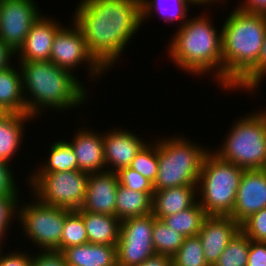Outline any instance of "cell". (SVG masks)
I'll return each instance as SVG.
<instances>
[{"label":"cell","mask_w":266,"mask_h":266,"mask_svg":"<svg viewBox=\"0 0 266 266\" xmlns=\"http://www.w3.org/2000/svg\"><path fill=\"white\" fill-rule=\"evenodd\" d=\"M50 151V152H49ZM48 157L39 162L30 174H46L68 170H78L77 160L71 145L65 139H59L52 143L48 150Z\"/></svg>","instance_id":"484cf974"},{"label":"cell","mask_w":266,"mask_h":266,"mask_svg":"<svg viewBox=\"0 0 266 266\" xmlns=\"http://www.w3.org/2000/svg\"><path fill=\"white\" fill-rule=\"evenodd\" d=\"M118 185L117 173L111 171L90 173L81 209L87 212L115 216Z\"/></svg>","instance_id":"ac0fdd59"},{"label":"cell","mask_w":266,"mask_h":266,"mask_svg":"<svg viewBox=\"0 0 266 266\" xmlns=\"http://www.w3.org/2000/svg\"><path fill=\"white\" fill-rule=\"evenodd\" d=\"M266 34L260 51L258 62L233 86V92H247L250 96L256 95L260 84L266 78ZM258 90V91H257ZM255 92V93H254Z\"/></svg>","instance_id":"1f68e13d"},{"label":"cell","mask_w":266,"mask_h":266,"mask_svg":"<svg viewBox=\"0 0 266 266\" xmlns=\"http://www.w3.org/2000/svg\"><path fill=\"white\" fill-rule=\"evenodd\" d=\"M4 113L0 110V117L3 115Z\"/></svg>","instance_id":"bcb514c9"},{"label":"cell","mask_w":266,"mask_h":266,"mask_svg":"<svg viewBox=\"0 0 266 266\" xmlns=\"http://www.w3.org/2000/svg\"><path fill=\"white\" fill-rule=\"evenodd\" d=\"M172 266H209L197 236L186 237L177 253L171 258Z\"/></svg>","instance_id":"4dcf8cb0"},{"label":"cell","mask_w":266,"mask_h":266,"mask_svg":"<svg viewBox=\"0 0 266 266\" xmlns=\"http://www.w3.org/2000/svg\"><path fill=\"white\" fill-rule=\"evenodd\" d=\"M79 127L71 140H66L74 151L78 170L88 174L106 171L103 132H96L92 126Z\"/></svg>","instance_id":"e0dca14e"},{"label":"cell","mask_w":266,"mask_h":266,"mask_svg":"<svg viewBox=\"0 0 266 266\" xmlns=\"http://www.w3.org/2000/svg\"><path fill=\"white\" fill-rule=\"evenodd\" d=\"M266 208V169H244L230 215L241 225L252 214Z\"/></svg>","instance_id":"4fadbf2b"},{"label":"cell","mask_w":266,"mask_h":266,"mask_svg":"<svg viewBox=\"0 0 266 266\" xmlns=\"http://www.w3.org/2000/svg\"><path fill=\"white\" fill-rule=\"evenodd\" d=\"M72 23V24H71ZM70 25H63L55 34L50 60L56 66L73 73L82 65L88 71L90 81L101 79L108 71L90 53L80 27L72 20ZM72 26V27H71Z\"/></svg>","instance_id":"30bf717a"},{"label":"cell","mask_w":266,"mask_h":266,"mask_svg":"<svg viewBox=\"0 0 266 266\" xmlns=\"http://www.w3.org/2000/svg\"><path fill=\"white\" fill-rule=\"evenodd\" d=\"M241 2L239 1L235 8L246 13L266 15V0H241Z\"/></svg>","instance_id":"60d3db41"},{"label":"cell","mask_w":266,"mask_h":266,"mask_svg":"<svg viewBox=\"0 0 266 266\" xmlns=\"http://www.w3.org/2000/svg\"><path fill=\"white\" fill-rule=\"evenodd\" d=\"M62 252L67 266H117L116 246L86 243Z\"/></svg>","instance_id":"7402d4cb"},{"label":"cell","mask_w":266,"mask_h":266,"mask_svg":"<svg viewBox=\"0 0 266 266\" xmlns=\"http://www.w3.org/2000/svg\"><path fill=\"white\" fill-rule=\"evenodd\" d=\"M86 227L88 243L116 246L120 234L121 221L113 215L76 211Z\"/></svg>","instance_id":"603a6c76"},{"label":"cell","mask_w":266,"mask_h":266,"mask_svg":"<svg viewBox=\"0 0 266 266\" xmlns=\"http://www.w3.org/2000/svg\"><path fill=\"white\" fill-rule=\"evenodd\" d=\"M240 230L251 240L266 242V208L246 219Z\"/></svg>","instance_id":"836d02e7"},{"label":"cell","mask_w":266,"mask_h":266,"mask_svg":"<svg viewBox=\"0 0 266 266\" xmlns=\"http://www.w3.org/2000/svg\"><path fill=\"white\" fill-rule=\"evenodd\" d=\"M191 6H195V7H197L198 6V8L200 7V6H202V7H205L206 6V8L208 9V7H212V5L214 4H216V5H221L220 7H222L223 6V8H224V6H226L227 4V1H230V0H186ZM207 5H208V7H207ZM211 5V6H210Z\"/></svg>","instance_id":"ee69618b"},{"label":"cell","mask_w":266,"mask_h":266,"mask_svg":"<svg viewBox=\"0 0 266 266\" xmlns=\"http://www.w3.org/2000/svg\"><path fill=\"white\" fill-rule=\"evenodd\" d=\"M30 120H35L29 114L4 113L0 117V160L12 163L13 158L21 152L24 141V131ZM26 125V126H25ZM23 140V141H22Z\"/></svg>","instance_id":"ffe728a7"},{"label":"cell","mask_w":266,"mask_h":266,"mask_svg":"<svg viewBox=\"0 0 266 266\" xmlns=\"http://www.w3.org/2000/svg\"><path fill=\"white\" fill-rule=\"evenodd\" d=\"M12 164L0 160V195L6 197H21L20 187L15 179ZM20 195V196H19Z\"/></svg>","instance_id":"d590c367"},{"label":"cell","mask_w":266,"mask_h":266,"mask_svg":"<svg viewBox=\"0 0 266 266\" xmlns=\"http://www.w3.org/2000/svg\"><path fill=\"white\" fill-rule=\"evenodd\" d=\"M234 121L220 147L211 151L242 169H266V108Z\"/></svg>","instance_id":"8992f818"},{"label":"cell","mask_w":266,"mask_h":266,"mask_svg":"<svg viewBox=\"0 0 266 266\" xmlns=\"http://www.w3.org/2000/svg\"><path fill=\"white\" fill-rule=\"evenodd\" d=\"M117 173L119 184L140 192H155L153 183L130 167L120 169Z\"/></svg>","instance_id":"e575fe53"},{"label":"cell","mask_w":266,"mask_h":266,"mask_svg":"<svg viewBox=\"0 0 266 266\" xmlns=\"http://www.w3.org/2000/svg\"><path fill=\"white\" fill-rule=\"evenodd\" d=\"M190 6L186 0H141L142 23L156 15L168 24L176 22L179 28L190 17Z\"/></svg>","instance_id":"cb8c5ba5"},{"label":"cell","mask_w":266,"mask_h":266,"mask_svg":"<svg viewBox=\"0 0 266 266\" xmlns=\"http://www.w3.org/2000/svg\"><path fill=\"white\" fill-rule=\"evenodd\" d=\"M39 9L34 0H0V40L17 53L43 14Z\"/></svg>","instance_id":"7c38bea8"},{"label":"cell","mask_w":266,"mask_h":266,"mask_svg":"<svg viewBox=\"0 0 266 266\" xmlns=\"http://www.w3.org/2000/svg\"><path fill=\"white\" fill-rule=\"evenodd\" d=\"M247 266H266V242L250 239Z\"/></svg>","instance_id":"ab89813d"},{"label":"cell","mask_w":266,"mask_h":266,"mask_svg":"<svg viewBox=\"0 0 266 266\" xmlns=\"http://www.w3.org/2000/svg\"><path fill=\"white\" fill-rule=\"evenodd\" d=\"M32 201L19 200L17 220L22 234L40 250L61 251V236L71 210L47 205L31 193ZM34 200V201H33ZM24 201V202H23ZM21 203V204H20Z\"/></svg>","instance_id":"ba28073f"},{"label":"cell","mask_w":266,"mask_h":266,"mask_svg":"<svg viewBox=\"0 0 266 266\" xmlns=\"http://www.w3.org/2000/svg\"><path fill=\"white\" fill-rule=\"evenodd\" d=\"M208 215L198 201L192 206L176 214L163 217L161 220L169 228L185 237L197 236Z\"/></svg>","instance_id":"4316f807"},{"label":"cell","mask_w":266,"mask_h":266,"mask_svg":"<svg viewBox=\"0 0 266 266\" xmlns=\"http://www.w3.org/2000/svg\"><path fill=\"white\" fill-rule=\"evenodd\" d=\"M88 243L87 231L83 218L72 211L65 219L61 236V251L67 247Z\"/></svg>","instance_id":"d6a6232c"},{"label":"cell","mask_w":266,"mask_h":266,"mask_svg":"<svg viewBox=\"0 0 266 266\" xmlns=\"http://www.w3.org/2000/svg\"><path fill=\"white\" fill-rule=\"evenodd\" d=\"M204 12L190 15L184 25L176 28L165 47L166 55L181 72L201 78L210 74V79L222 88V27L217 30L213 18Z\"/></svg>","instance_id":"3957f363"},{"label":"cell","mask_w":266,"mask_h":266,"mask_svg":"<svg viewBox=\"0 0 266 266\" xmlns=\"http://www.w3.org/2000/svg\"><path fill=\"white\" fill-rule=\"evenodd\" d=\"M12 226H0V250L4 252L3 248H5L3 242L4 239L8 238L7 234L10 233L8 229H11ZM9 231V232H8Z\"/></svg>","instance_id":"f6af8a7d"},{"label":"cell","mask_w":266,"mask_h":266,"mask_svg":"<svg viewBox=\"0 0 266 266\" xmlns=\"http://www.w3.org/2000/svg\"><path fill=\"white\" fill-rule=\"evenodd\" d=\"M154 192H140L118 185L115 216L123 221L131 217H140L152 213Z\"/></svg>","instance_id":"d4e9b609"},{"label":"cell","mask_w":266,"mask_h":266,"mask_svg":"<svg viewBox=\"0 0 266 266\" xmlns=\"http://www.w3.org/2000/svg\"><path fill=\"white\" fill-rule=\"evenodd\" d=\"M72 16L90 53L108 72L144 25L141 0H80Z\"/></svg>","instance_id":"6da1fadb"},{"label":"cell","mask_w":266,"mask_h":266,"mask_svg":"<svg viewBox=\"0 0 266 266\" xmlns=\"http://www.w3.org/2000/svg\"><path fill=\"white\" fill-rule=\"evenodd\" d=\"M28 193L44 204L71 211L79 210L84 202L89 174L79 170L27 174ZM31 190V191H30Z\"/></svg>","instance_id":"9c48e42d"},{"label":"cell","mask_w":266,"mask_h":266,"mask_svg":"<svg viewBox=\"0 0 266 266\" xmlns=\"http://www.w3.org/2000/svg\"><path fill=\"white\" fill-rule=\"evenodd\" d=\"M13 59H16V52L0 40V71L12 66Z\"/></svg>","instance_id":"b9f144b4"},{"label":"cell","mask_w":266,"mask_h":266,"mask_svg":"<svg viewBox=\"0 0 266 266\" xmlns=\"http://www.w3.org/2000/svg\"><path fill=\"white\" fill-rule=\"evenodd\" d=\"M0 110L3 113L27 114L21 69L14 64L0 71Z\"/></svg>","instance_id":"44dd1931"},{"label":"cell","mask_w":266,"mask_h":266,"mask_svg":"<svg viewBox=\"0 0 266 266\" xmlns=\"http://www.w3.org/2000/svg\"><path fill=\"white\" fill-rule=\"evenodd\" d=\"M138 266H172L171 257L163 254H154Z\"/></svg>","instance_id":"7bdbcfd3"},{"label":"cell","mask_w":266,"mask_h":266,"mask_svg":"<svg viewBox=\"0 0 266 266\" xmlns=\"http://www.w3.org/2000/svg\"><path fill=\"white\" fill-rule=\"evenodd\" d=\"M240 225L230 216L208 215L198 233L205 261L214 266Z\"/></svg>","instance_id":"9a60e30c"},{"label":"cell","mask_w":266,"mask_h":266,"mask_svg":"<svg viewBox=\"0 0 266 266\" xmlns=\"http://www.w3.org/2000/svg\"><path fill=\"white\" fill-rule=\"evenodd\" d=\"M31 252L30 266H67L65 256L58 250H40L37 253Z\"/></svg>","instance_id":"8d00e7d4"},{"label":"cell","mask_w":266,"mask_h":266,"mask_svg":"<svg viewBox=\"0 0 266 266\" xmlns=\"http://www.w3.org/2000/svg\"><path fill=\"white\" fill-rule=\"evenodd\" d=\"M147 143L140 149L132 160L130 168L140 173L152 183L156 180L158 173V139L153 143Z\"/></svg>","instance_id":"f546056e"},{"label":"cell","mask_w":266,"mask_h":266,"mask_svg":"<svg viewBox=\"0 0 266 266\" xmlns=\"http://www.w3.org/2000/svg\"><path fill=\"white\" fill-rule=\"evenodd\" d=\"M43 13L32 25L23 46L16 53L17 62L49 61L56 32L63 24Z\"/></svg>","instance_id":"2e32d148"},{"label":"cell","mask_w":266,"mask_h":266,"mask_svg":"<svg viewBox=\"0 0 266 266\" xmlns=\"http://www.w3.org/2000/svg\"><path fill=\"white\" fill-rule=\"evenodd\" d=\"M173 135L158 138L159 169L153 183L154 191L197 186L203 160L210 151L209 147L196 144L182 134Z\"/></svg>","instance_id":"5b68a950"},{"label":"cell","mask_w":266,"mask_h":266,"mask_svg":"<svg viewBox=\"0 0 266 266\" xmlns=\"http://www.w3.org/2000/svg\"><path fill=\"white\" fill-rule=\"evenodd\" d=\"M15 63L22 73L27 114L35 119L43 115L42 111L46 113L48 108L62 113L88 103L90 90L70 71L59 68L51 61Z\"/></svg>","instance_id":"7a4b0ae2"},{"label":"cell","mask_w":266,"mask_h":266,"mask_svg":"<svg viewBox=\"0 0 266 266\" xmlns=\"http://www.w3.org/2000/svg\"><path fill=\"white\" fill-rule=\"evenodd\" d=\"M198 201L197 186H177L153 193L152 214L156 219L176 214Z\"/></svg>","instance_id":"d6986e66"},{"label":"cell","mask_w":266,"mask_h":266,"mask_svg":"<svg viewBox=\"0 0 266 266\" xmlns=\"http://www.w3.org/2000/svg\"><path fill=\"white\" fill-rule=\"evenodd\" d=\"M244 169L206 154L197 184L198 203L207 215L230 216ZM201 197V198H200Z\"/></svg>","instance_id":"52a82bcc"},{"label":"cell","mask_w":266,"mask_h":266,"mask_svg":"<svg viewBox=\"0 0 266 266\" xmlns=\"http://www.w3.org/2000/svg\"><path fill=\"white\" fill-rule=\"evenodd\" d=\"M19 198L24 197H6L0 195V226H11L12 223L17 222Z\"/></svg>","instance_id":"74e56055"},{"label":"cell","mask_w":266,"mask_h":266,"mask_svg":"<svg viewBox=\"0 0 266 266\" xmlns=\"http://www.w3.org/2000/svg\"><path fill=\"white\" fill-rule=\"evenodd\" d=\"M222 27V91L233 86L258 62L266 34V15L233 8Z\"/></svg>","instance_id":"277c9868"},{"label":"cell","mask_w":266,"mask_h":266,"mask_svg":"<svg viewBox=\"0 0 266 266\" xmlns=\"http://www.w3.org/2000/svg\"><path fill=\"white\" fill-rule=\"evenodd\" d=\"M139 133L117 127L103 132L104 158L106 171L118 172L120 169L130 167L132 160L140 149L146 144Z\"/></svg>","instance_id":"5bb4252c"},{"label":"cell","mask_w":266,"mask_h":266,"mask_svg":"<svg viewBox=\"0 0 266 266\" xmlns=\"http://www.w3.org/2000/svg\"><path fill=\"white\" fill-rule=\"evenodd\" d=\"M152 238L156 254H163L172 258L182 246L186 237L169 228L162 220L154 217Z\"/></svg>","instance_id":"83f0119b"},{"label":"cell","mask_w":266,"mask_h":266,"mask_svg":"<svg viewBox=\"0 0 266 266\" xmlns=\"http://www.w3.org/2000/svg\"><path fill=\"white\" fill-rule=\"evenodd\" d=\"M250 239L239 230L230 240L214 266H247Z\"/></svg>","instance_id":"f1b7e54d"},{"label":"cell","mask_w":266,"mask_h":266,"mask_svg":"<svg viewBox=\"0 0 266 266\" xmlns=\"http://www.w3.org/2000/svg\"><path fill=\"white\" fill-rule=\"evenodd\" d=\"M8 251V253H1L0 255V266H30L31 265V253L27 250ZM10 252V253H9Z\"/></svg>","instance_id":"f35d334b"},{"label":"cell","mask_w":266,"mask_h":266,"mask_svg":"<svg viewBox=\"0 0 266 266\" xmlns=\"http://www.w3.org/2000/svg\"><path fill=\"white\" fill-rule=\"evenodd\" d=\"M153 225L152 213L121 221L116 245L117 266H138L156 254L152 238Z\"/></svg>","instance_id":"8fae6325"}]
</instances>
